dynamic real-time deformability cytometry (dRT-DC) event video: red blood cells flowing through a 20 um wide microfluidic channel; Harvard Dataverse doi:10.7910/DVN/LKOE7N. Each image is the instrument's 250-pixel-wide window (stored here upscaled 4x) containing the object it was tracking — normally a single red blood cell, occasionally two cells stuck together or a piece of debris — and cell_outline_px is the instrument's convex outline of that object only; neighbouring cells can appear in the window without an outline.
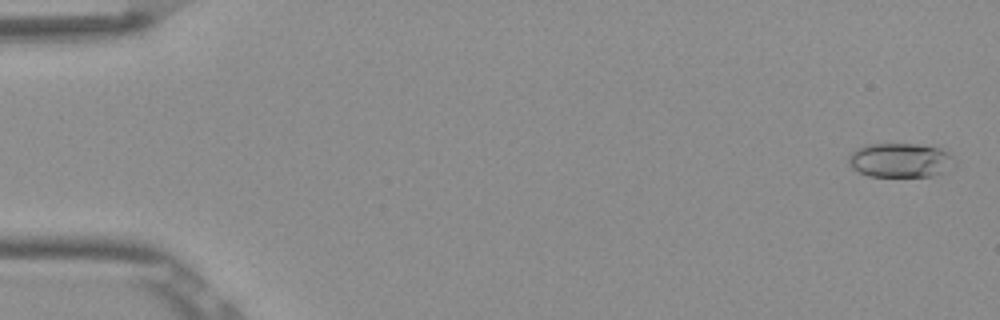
{"species": "Egyptian fruit bat (a non-hibernating species)", "species_latin": "Rousettus aegyptiacus", "temperature_condition": "room temperature", "stored_images_in_passage": 53, "camera_frame_rate_fps": 3000, "um_per_image_px": 0.085, "frame": {"image": 1, "passage_image": 2, "time_ms": 0.333, "image_size_px": [1000, 320], "cell_outline_px": [[956, 164], [944, 172], [932, 176], [868, 176], [852, 168], [848, 164], [848, 156], [856, 148], [868, 144], [916, 144], [940, 148], [948, 152], [952, 156]], "centroid_in_image_um": [76.52, 13.62], "position_along_channel_um": 8.5, "area_um2": 21.27}}
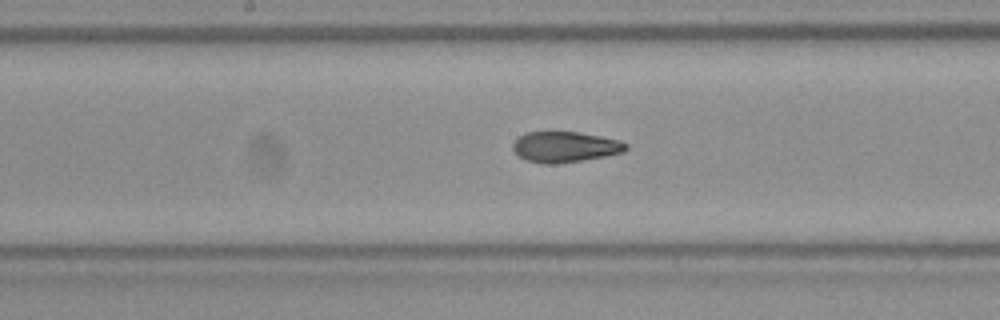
{"frame": {"image": 2, "passage_image": 28, "time_ms": 9.0, "image_size_px": [1000, 320], "cell_outline_px": [[628, 148], [624, 152], [604, 156], [556, 164], [540, 164], [524, 160], [512, 148], [512, 144], [524, 132], [548, 128], [580, 132], [620, 140], [628, 144]], "centroid_in_image_um": [47.97, 12.43], "position_along_channel_um": 200.2, "area_um2": 21.04}}
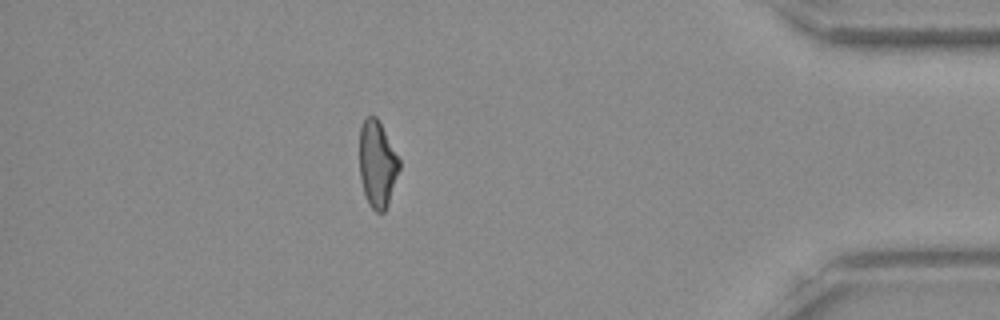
{"frame": {"image": 3, "passage_image": 47, "time_ms": 15.333, "image_size_px": [1000, 320], "cell_outline_px": [[400, 168], [388, 204], [384, 212], [376, 212], [368, 204], [360, 180], [360, 128], [364, 120], [368, 116], [376, 116], [400, 160]], "centroid_in_image_um": [32.07, 13.97], "position_along_channel_um": 403.1, "area_um2": 19.88}, "authors_computed_cell_mechanics": {"area_um2": 20.808, "velocity_mm_per_s": 3.8683, "shape_relaxation_time_tau1_ms": 9.0589, "shape_relaxation_time_tau2_ms": 2.0387, "deformation_change_tau1": 0.2198, "deformation_change_tau2": 0.0766}}